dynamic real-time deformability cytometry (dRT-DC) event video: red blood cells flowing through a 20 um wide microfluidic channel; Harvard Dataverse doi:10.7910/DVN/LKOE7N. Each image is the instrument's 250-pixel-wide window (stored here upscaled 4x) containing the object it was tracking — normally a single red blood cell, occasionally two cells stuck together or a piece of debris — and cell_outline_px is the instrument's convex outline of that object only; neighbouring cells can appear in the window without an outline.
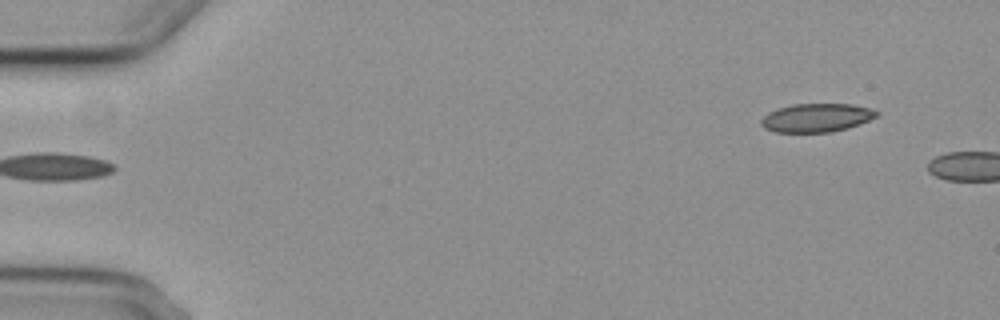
{"species": "common noctule bat (a hibernating species)", "species_latin": "Nyctalus noctula", "temperature_condition": "cold", "stored_images_in_passage": 4, "segment_of_instrument_passage": [2, 2], "camera_frame_rate_fps": 3000, "um_per_image_px": 0.085, "animal": {"sex": "female", "body_mass_g": 29.2, "forearm_length_mm": 56.3}, "frame": {"image": 1, "passage_image": 4, "time_ms": 4.333, "image_size_px": [1000, 320], "cell_outline_px": [[880, 112], [876, 116], [860, 124], [848, 128], [832, 132], [776, 132], [764, 128], [760, 124], [760, 120], [768, 112], [776, 108], [792, 104], [852, 104], [872, 108]], "centroid_in_image_um": [69.39, 10.0], "position_along_channel_um": 15.6, "area_um2": 19.36}}